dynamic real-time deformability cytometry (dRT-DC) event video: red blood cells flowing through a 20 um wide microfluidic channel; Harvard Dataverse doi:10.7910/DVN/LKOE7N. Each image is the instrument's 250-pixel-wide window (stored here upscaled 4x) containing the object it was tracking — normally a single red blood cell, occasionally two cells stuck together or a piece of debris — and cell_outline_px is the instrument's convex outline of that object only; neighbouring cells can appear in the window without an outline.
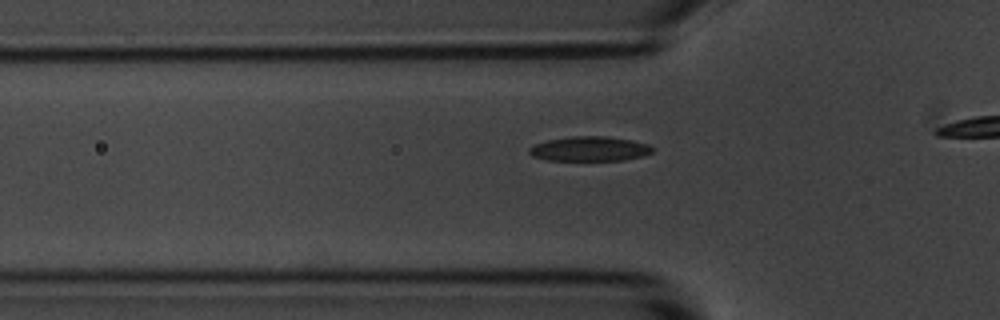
{"species": "common noctule bat (a hibernating species)", "species_latin": "Nyctalus noctula", "temperature_condition": "room temperature", "stored_images_in_passage": 10, "camera_frame_rate_fps": 3000, "um_per_image_px": 0.085, "animal": {"sex": "male", "body_mass_g": 20.1, "forearm_length_mm": 53.5}, "frame": {"image": 1, "passage_image": 4, "time_ms": 1.0, "image_size_px": [1000, 320], "cell_outline_px": [[652, 152], [644, 156], [624, 160], [548, 160], [532, 156], [528, 152], [528, 148], [536, 144], [548, 140], [572, 136], [604, 136], [632, 140], [648, 144], [652, 148]], "centroid_in_image_um": [50.12, 12.65], "position_along_channel_um": 75.7, "area_um2": 17.63}}
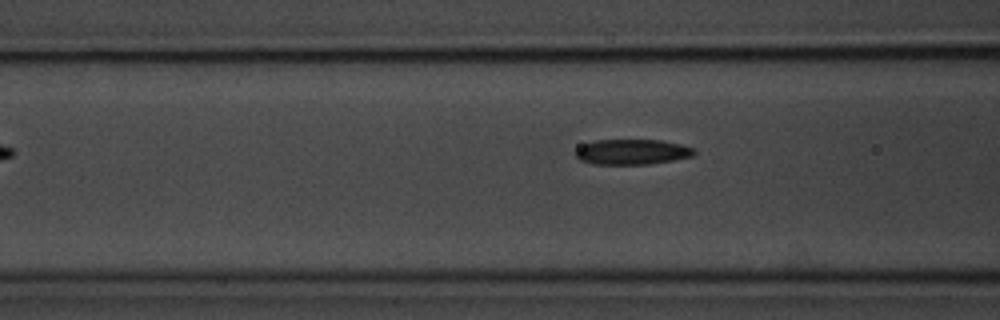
{"frame": {"image": 2, "passage_image": 7, "time_ms": 2.0, "image_size_px": [1000, 320], "cell_outline_px": [[696, 152], [692, 156], [672, 160], [648, 164], [592, 164], [580, 160], [576, 156], [576, 152], [584, 144], [596, 140], [660, 140], [680, 144], [692, 148]], "centroid_in_image_um": [53.73, 12.91], "position_along_channel_um": 112.9, "area_um2": 17.22}}